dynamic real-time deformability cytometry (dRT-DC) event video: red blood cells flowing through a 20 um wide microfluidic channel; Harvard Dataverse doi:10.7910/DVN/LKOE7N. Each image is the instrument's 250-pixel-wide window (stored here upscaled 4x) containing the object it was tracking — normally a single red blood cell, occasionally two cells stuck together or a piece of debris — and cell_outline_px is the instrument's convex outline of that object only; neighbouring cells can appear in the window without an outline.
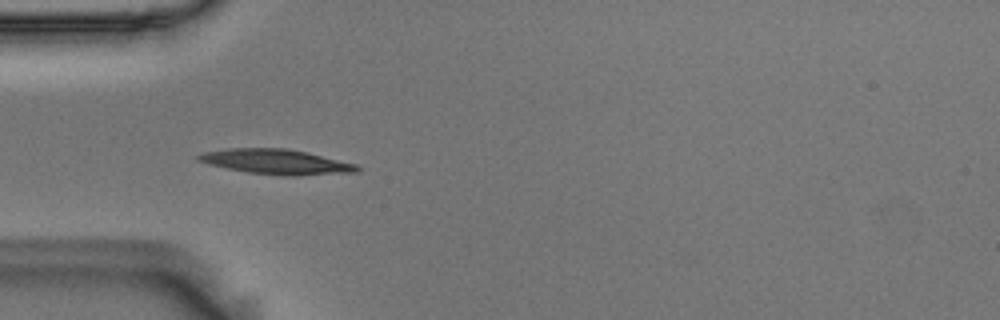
{"species": "Egyptian fruit bat (a non-hibernating species)", "species_latin": "Rousettus aegyptiacus", "temperature_condition": "room temperature", "stored_images_in_passage": 40, "camera_frame_rate_fps": 3000, "um_per_image_px": 0.085, "animal": {"sex": "male"}, "frame": {"image": 1, "passage_image": 1, "time_ms": 0.0, "image_size_px": [1000, 320], "cell_outline_px": [[364, 168], [360, 172], [300, 176], [284, 176], [248, 172], [208, 164], [196, 160], [196, 156], [204, 152], [228, 148], [284, 148], [308, 152], [356, 164]], "centroid_in_image_um": [23.55, 13.76], "position_along_channel_um": 61.5, "area_um2": 23.35}}
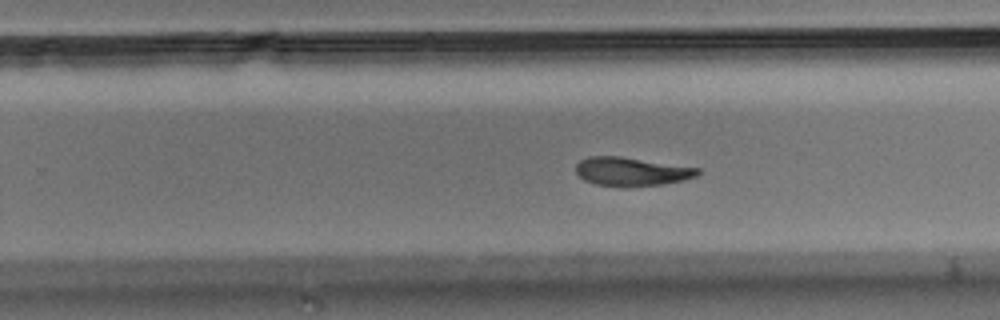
{"frame": {"image": 2, "passage_image": 19, "time_ms": 6.0, "image_size_px": [1000, 320], "cell_outline_px": [[700, 172], [696, 176], [684, 180], [660, 184], [624, 188], [596, 184], [584, 180], [576, 172], [576, 164], [580, 160], [588, 156], [620, 156], [700, 168]], "centroid_in_image_um": [53.66, 14.59], "position_along_channel_um": 276.1, "area_um2": 20.46}}
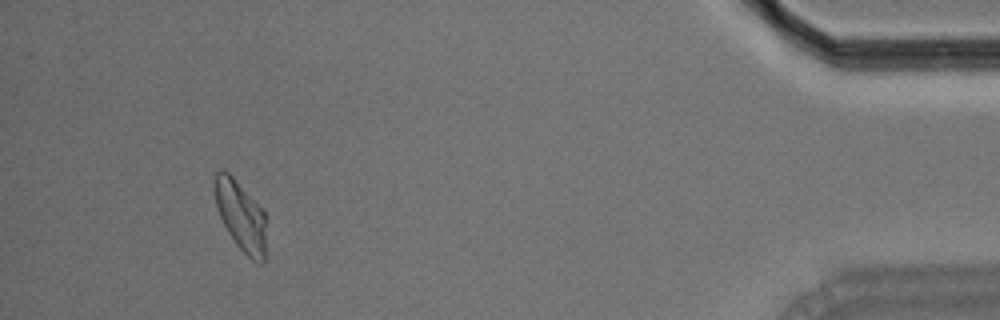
{"frame": {"image": 3, "passage_image": 36, "time_ms": 11.667, "image_size_px": [1000, 320], "cell_outline_px": [[264, 264], [260, 264], [252, 260], [236, 244], [228, 232], [216, 208], [216, 172], [228, 172], [232, 176], [264, 212]], "centroid_in_image_um": [20.47, 18.4], "position_along_channel_um": 414.7, "area_um2": 19.94}, "authors_computed_cell_mechanics": {"area_um2": 21.1548, "velocity_mm_per_s": 3.5968, "shape_relaxation_time_tau1_ms": 4.6464, "shape_relaxation_time_tau2_ms": 3.8911, "deformation_change_tau1": 0.1566, "deformation_change_tau2": 0.1005}}